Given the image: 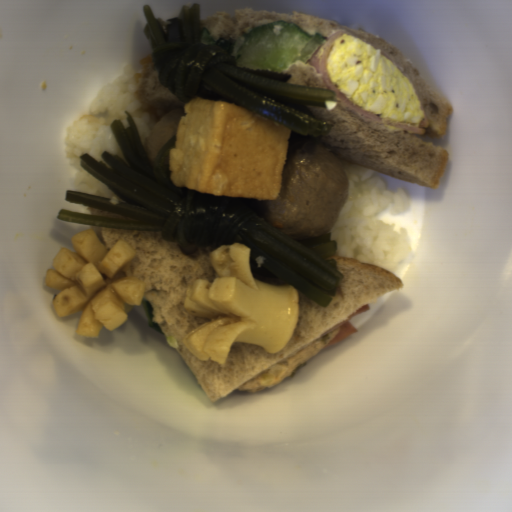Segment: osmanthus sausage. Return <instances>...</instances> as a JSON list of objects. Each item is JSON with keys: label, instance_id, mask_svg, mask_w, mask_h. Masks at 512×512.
Masks as SVG:
<instances>
[{"label": "osmanthus sausage", "instance_id": "osmanthus-sausage-1", "mask_svg": "<svg viewBox=\"0 0 512 512\" xmlns=\"http://www.w3.org/2000/svg\"><path fill=\"white\" fill-rule=\"evenodd\" d=\"M251 249L241 243L220 245L209 253L213 282L198 279L185 293L187 312L210 319L183 338L201 361L225 364L234 343L255 344L270 355L292 337L300 314L299 291L293 284L274 285L251 272Z\"/></svg>", "mask_w": 512, "mask_h": 512}, {"label": "osmanthus sausage", "instance_id": "osmanthus-sausage-2", "mask_svg": "<svg viewBox=\"0 0 512 512\" xmlns=\"http://www.w3.org/2000/svg\"><path fill=\"white\" fill-rule=\"evenodd\" d=\"M70 239L76 251L61 247L52 260L54 269L46 270L44 281L61 290L52 301L57 315L66 318L83 308L76 334L99 338L103 327L111 331L125 322L129 316L126 304L141 305L146 282L118 276L117 272L137 254L125 240L108 250L92 228Z\"/></svg>", "mask_w": 512, "mask_h": 512}]
</instances>
